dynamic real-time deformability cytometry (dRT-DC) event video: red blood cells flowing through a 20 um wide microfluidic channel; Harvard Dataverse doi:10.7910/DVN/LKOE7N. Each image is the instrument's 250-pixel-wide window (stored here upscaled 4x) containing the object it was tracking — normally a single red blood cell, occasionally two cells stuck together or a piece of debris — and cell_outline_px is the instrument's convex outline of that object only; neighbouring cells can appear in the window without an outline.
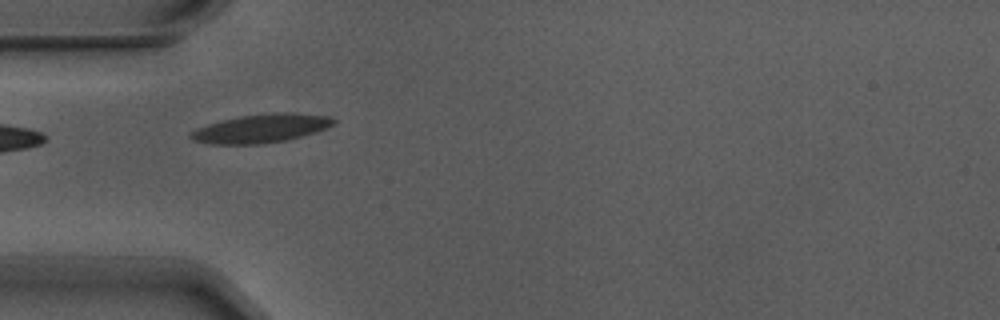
{"species": "Egyptian fruit bat (a non-hibernating species)", "species_latin": "Rousettus aegyptiacus", "temperature_condition": "warm", "stored_images_in_passage": 5, "camera_frame_rate_fps": 3000, "um_per_image_px": 0.085, "animal": {"sex": "male"}, "frame": {"image": 1, "passage_image": 3, "time_ms": 0.667, "image_size_px": [1000, 320], "cell_outline_px": [[336, 124], [300, 136], [284, 140], [260, 144], [212, 144], [192, 140], [188, 136], [196, 128], [208, 124], [240, 116], [272, 112], [292, 112], [328, 116], [336, 120]], "centroid_in_image_um": [22.17, 10.9], "position_along_channel_um": 62.8, "area_um2": 23.52}}
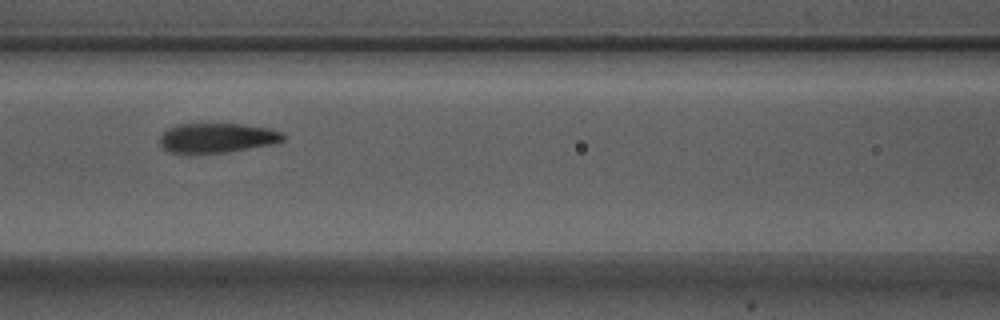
{"frame": {"image": 2, "passage_image": 5, "time_ms": 1.333, "image_size_px": [1000, 320], "cell_outline_px": [[288, 136], [284, 140], [268, 144], [224, 152], [172, 152], [164, 148], [160, 144], [160, 136], [168, 128], [176, 124], [240, 124], [268, 128], [280, 132]], "centroid_in_image_um": [18.44, 11.69], "position_along_channel_um": 148.2, "area_um2": 20.69}}